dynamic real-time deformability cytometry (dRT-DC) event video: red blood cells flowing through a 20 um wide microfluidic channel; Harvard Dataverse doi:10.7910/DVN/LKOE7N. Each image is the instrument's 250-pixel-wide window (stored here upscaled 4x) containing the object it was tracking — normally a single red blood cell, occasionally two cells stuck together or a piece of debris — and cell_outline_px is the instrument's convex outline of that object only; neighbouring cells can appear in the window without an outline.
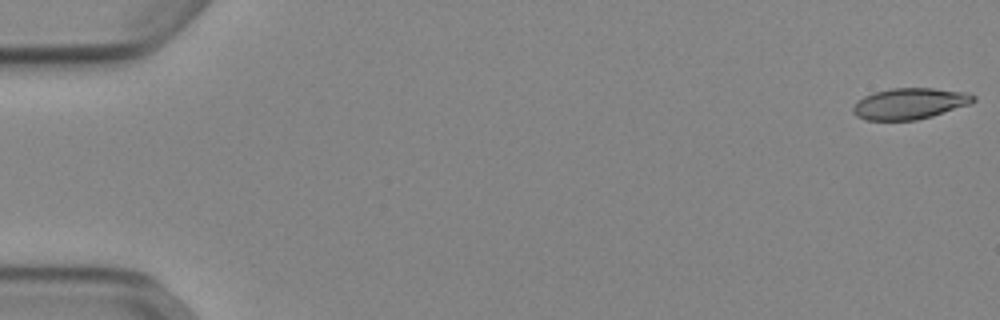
{"species": "Egyptian fruit bat (a non-hibernating species)", "species_latin": "Rousettus aegyptiacus", "temperature_condition": "cold", "stored_images_in_passage": 53, "camera_frame_rate_fps": 3000, "um_per_image_px": 0.085, "animal": {"sex": "female"}, "frame": {"image": 1, "passage_image": 1, "time_ms": 0.0, "image_size_px": [1000, 320], "cell_outline_px": [[976, 100], [972, 104], [932, 116], [916, 120], [864, 120], [856, 116], [852, 112], [852, 108], [856, 100], [872, 92], [892, 88], [932, 88], [968, 92], [976, 96]], "centroid_in_image_um": [77.32, 8.8], "position_along_channel_um": 7.7, "area_um2": 22.2}}
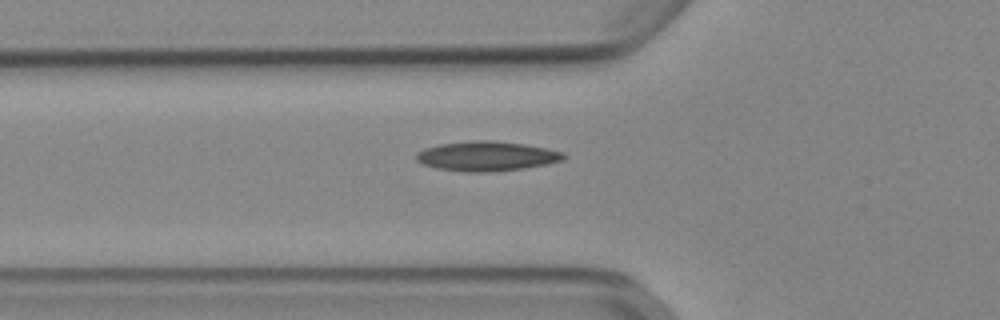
{"frame": {"image": 2, "passage_image": 19, "time_ms": 6.0, "image_size_px": [1000, 320], "cell_outline_px": [[568, 156], [564, 160], [548, 164], [524, 168], [492, 172], [464, 172], [436, 168], [424, 164], [416, 160], [416, 152], [424, 148], [440, 144], [472, 140], [488, 140], [524, 144], [564, 152]], "centroid_in_image_um": [41.38, 13.28], "position_along_channel_um": 84.4, "area_um2": 25.61}}
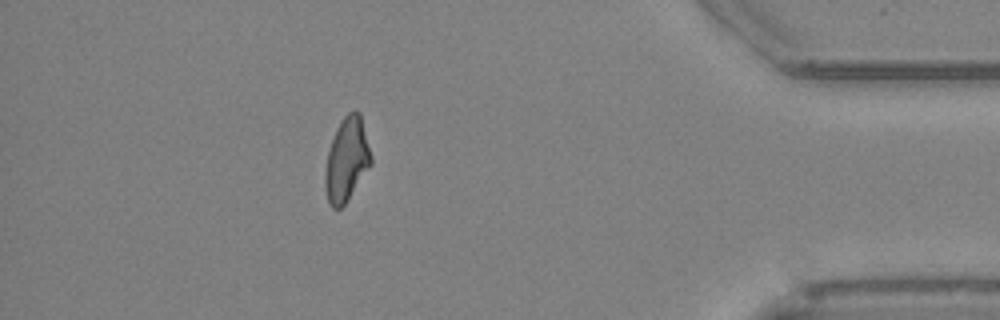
{"frame": {"image": 3, "passage_image": 47, "time_ms": 15.333, "image_size_px": [1000, 320], "cell_outline_px": [[372, 164], [344, 204], [340, 208], [332, 208], [328, 204], [324, 184], [324, 172], [328, 152], [336, 128], [344, 116], [348, 112], [356, 108], [360, 112], [372, 156]], "centroid_in_image_um": [29.47, 13.55], "position_along_channel_um": 405.7, "area_um2": 22.48}, "authors_computed_cell_mechanics": {"area_um2": 22.7154, "velocity_mm_per_s": 3.8957, "shape_relaxation_time_tau1_ms": null, "shape_relaxation_time_tau2_ms": 4.6393, "deformation_change_tau1": null, "deformation_change_tau2": 0.1236}}